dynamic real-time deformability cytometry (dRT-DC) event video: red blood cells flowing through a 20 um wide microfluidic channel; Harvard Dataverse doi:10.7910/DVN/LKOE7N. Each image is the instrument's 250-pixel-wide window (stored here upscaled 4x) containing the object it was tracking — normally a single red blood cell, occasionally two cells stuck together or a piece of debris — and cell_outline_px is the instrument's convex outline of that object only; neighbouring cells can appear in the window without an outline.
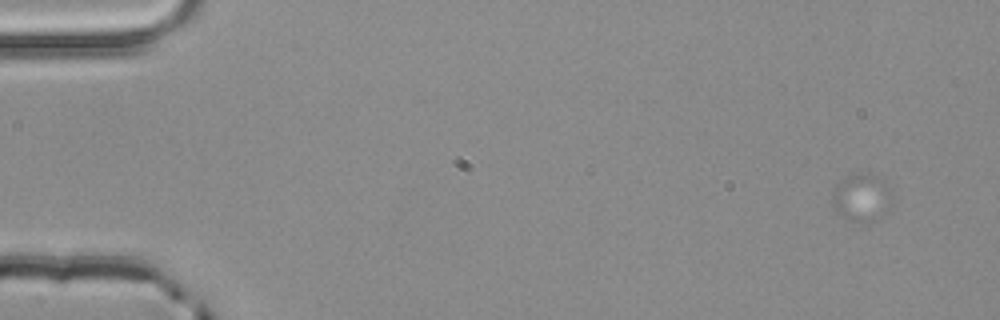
{"species": "common noctule bat (a hibernating species)", "species_latin": "Nyctalus noctula", "temperature_condition": "room temperature", "stored_images_in_passage": 4, "camera_frame_rate_fps": 3000, "um_per_image_px": 0.085, "animal": {"sex": "male", "body_mass_g": 20.4}, "frame": {"image": 1, "passage_image": 1, "time_ms": 0.0, "image_size_px": [1000, 320], "cell_outline_px": [[892, 208], [884, 212], [848, 216], [836, 212], [832, 200], [836, 184], [840, 180], [848, 176], [860, 172], [868, 172], [884, 180], [888, 184], [892, 200]], "centroid_in_image_um": [73.26, 16.58], "position_along_channel_um": 11.7, "area_um2": 15.03}}